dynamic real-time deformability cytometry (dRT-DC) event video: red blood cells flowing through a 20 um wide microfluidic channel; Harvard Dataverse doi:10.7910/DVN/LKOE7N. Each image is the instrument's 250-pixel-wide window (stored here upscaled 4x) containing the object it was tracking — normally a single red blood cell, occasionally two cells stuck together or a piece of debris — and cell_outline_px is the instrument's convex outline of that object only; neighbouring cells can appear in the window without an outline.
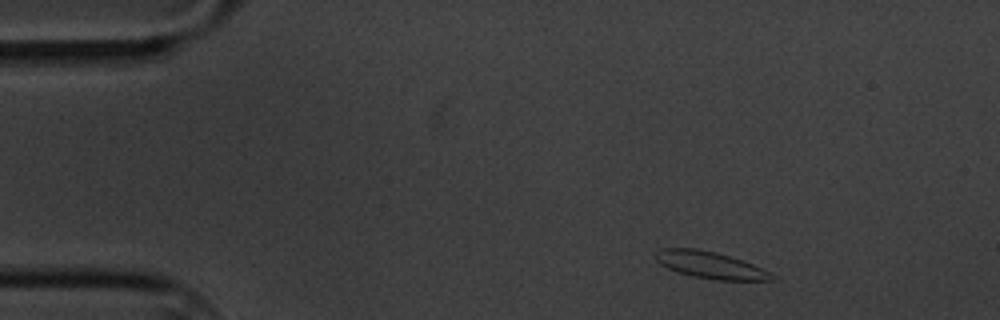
{"species": "common noctule bat (a hibernating species)", "species_latin": "Nyctalus noctula", "temperature_condition": "cold", "stored_images_in_passage": 4, "camera_frame_rate_fps": 3000, "um_per_image_px": 0.085, "animal": {"sex": "male", "body_mass_g": 20.1, "forearm_length_mm": 53.5}, "frame": {"image": 1, "passage_image": 1, "time_ms": 0.0, "image_size_px": [1000, 320], "cell_outline_px": [[772, 280], [716, 280], [692, 276], [676, 272], [660, 264], [652, 256], [660, 248], [696, 248], [716, 252], [752, 264], [772, 272]], "centroid_in_image_um": [60.3, 22.52], "position_along_channel_um": 24.7, "area_um2": 18.15}}